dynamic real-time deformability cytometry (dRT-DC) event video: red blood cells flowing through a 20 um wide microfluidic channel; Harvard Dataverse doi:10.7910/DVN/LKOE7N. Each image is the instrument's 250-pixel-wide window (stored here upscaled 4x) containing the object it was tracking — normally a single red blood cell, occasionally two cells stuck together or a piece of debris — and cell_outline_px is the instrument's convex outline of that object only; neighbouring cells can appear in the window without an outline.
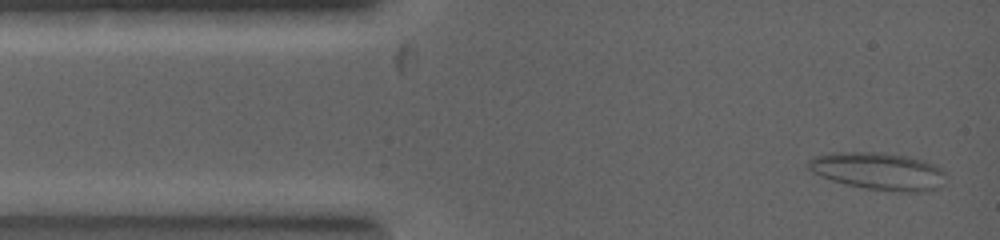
{"species": "common noctule bat (a hibernating species)", "species_latin": "Nyctalus noctula", "temperature_condition": "warm", "stored_images_in_passage": 43, "camera_frame_rate_fps": 5000, "um_per_image_px": 0.085, "animal": {"sex": "female", "body_mass_g": 19.0, "forearm_length_mm": 53.3}, "frame": {"image": 1, "passage_image": 2, "time_ms": 0.2, "image_size_px": [1000, 240], "cell_outline_px": [[944, 184], [928, 192], [900, 192], [864, 188], [844, 184], [820, 176], [812, 172], [808, 168], [808, 160], [816, 156], [832, 152], [880, 152], [908, 156], [924, 160], [936, 164], [944, 172]], "centroid_in_image_um": [74.69, 14.55], "position_along_channel_um": 10.3, "area_um2": 30.23}}
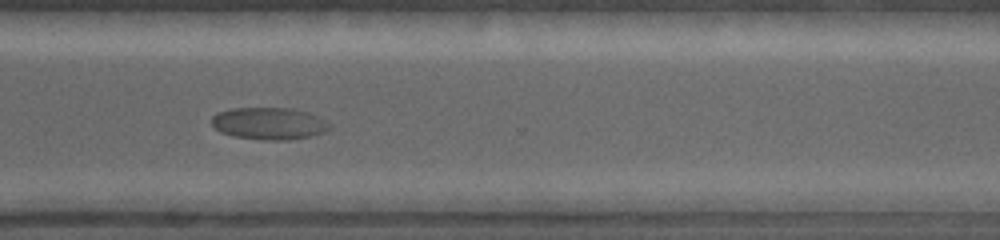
{"frame": {"image": 2, "passage_image": 29, "time_ms": 6.8, "image_size_px": [1000, 240], "cell_outline_px": [[332, 124], [324, 132], [312, 136], [288, 140], [268, 140], [232, 136], [220, 132], [212, 124], [212, 116], [216, 112], [232, 108], [292, 108], [308, 112], [328, 120]], "centroid_in_image_um": [22.89, 10.49], "position_along_channel_um": 347.7, "area_um2": 22.25}}
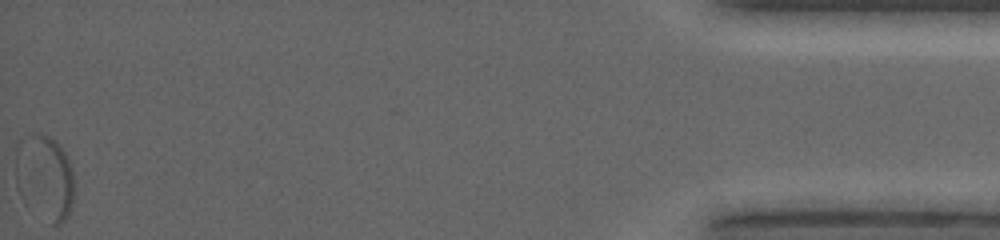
{"frame": {"image": 3, "passage_image": 43, "time_ms": 10.2, "image_size_px": [1000, 240], "cell_outline_px": [[72, 200], [68, 216], [60, 224], [52, 224], [20, 196], [16, 184], [16, 148], [20, 140], [32, 132], [40, 132], [56, 140], [60, 144], [68, 156], [72, 172]], "centroid_in_image_um": [3.78, 14.99], "position_along_channel_um": 431.4, "area_um2": 28.9}}